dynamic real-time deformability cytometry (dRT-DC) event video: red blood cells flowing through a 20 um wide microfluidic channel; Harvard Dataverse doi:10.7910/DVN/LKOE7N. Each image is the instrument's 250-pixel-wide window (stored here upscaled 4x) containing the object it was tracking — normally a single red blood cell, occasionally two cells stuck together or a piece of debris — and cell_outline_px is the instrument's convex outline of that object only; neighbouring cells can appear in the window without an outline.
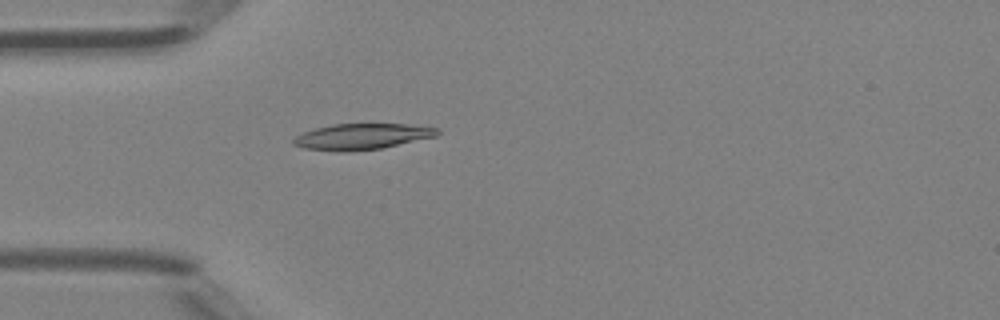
{"species": "Egyptian fruit bat (a non-hibernating species)", "species_latin": "Rousettus aegyptiacus", "temperature_condition": "room temperature", "stored_images_in_passage": 40, "camera_frame_rate_fps": 3000, "um_per_image_px": 0.085, "animal": {"sex": "female"}, "frame": {"image": 1, "passage_image": 7, "time_ms": 2.0, "image_size_px": [1000, 320], "cell_outline_px": [[440, 132], [436, 136], [380, 148], [344, 152], [340, 152], [304, 148], [292, 144], [292, 140], [296, 136], [304, 132], [316, 128], [332, 124], [408, 124], [440, 128]], "centroid_in_image_um": [30.75, 11.6], "position_along_channel_um": 54.2, "area_um2": 21.62}}
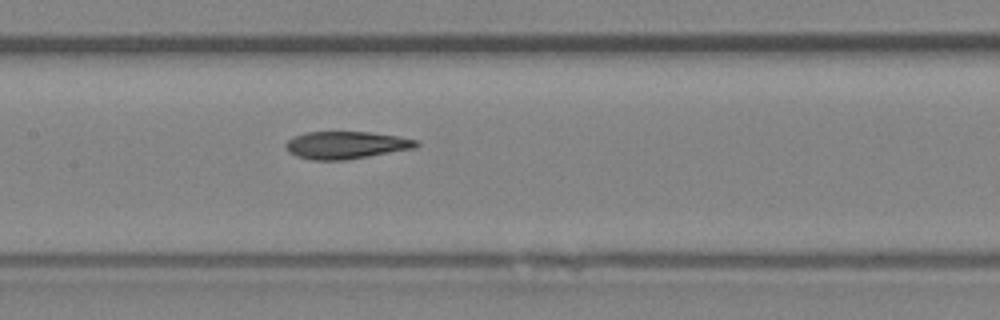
{"frame": {"image": 2, "passage_image": 16, "time_ms": 5.0, "image_size_px": [1000, 320], "cell_outline_px": [[420, 144], [412, 148], [368, 156], [344, 160], [312, 160], [296, 156], [288, 152], [284, 144], [292, 136], [304, 132], [368, 132], [396, 136], [416, 140]], "centroid_in_image_um": [29.32, 12.33], "position_along_channel_um": 178.1, "area_um2": 20.69}}
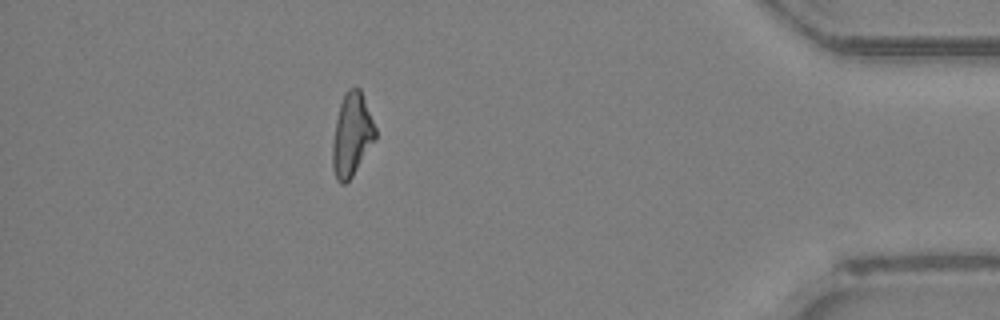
{"frame": {"image": 3, "passage_image": 35, "time_ms": 11.333, "image_size_px": [1000, 320], "cell_outline_px": [[376, 136], [352, 176], [344, 184], [340, 184], [336, 180], [332, 168], [332, 140], [336, 120], [340, 104], [344, 92], [348, 88], [360, 88], [376, 128]], "centroid_in_image_um": [29.87, 11.45], "position_along_channel_um": 405.3, "area_um2": 20.52}, "authors_computed_cell_mechanics": {"area_um2": 20.9236, "velocity_mm_per_s": 4.3618, "shape_relaxation_time_tau1_ms": null, "shape_relaxation_time_tau2_ms": 2.6842, "deformation_change_tau1": null, "deformation_change_tau2": 0.1071}}